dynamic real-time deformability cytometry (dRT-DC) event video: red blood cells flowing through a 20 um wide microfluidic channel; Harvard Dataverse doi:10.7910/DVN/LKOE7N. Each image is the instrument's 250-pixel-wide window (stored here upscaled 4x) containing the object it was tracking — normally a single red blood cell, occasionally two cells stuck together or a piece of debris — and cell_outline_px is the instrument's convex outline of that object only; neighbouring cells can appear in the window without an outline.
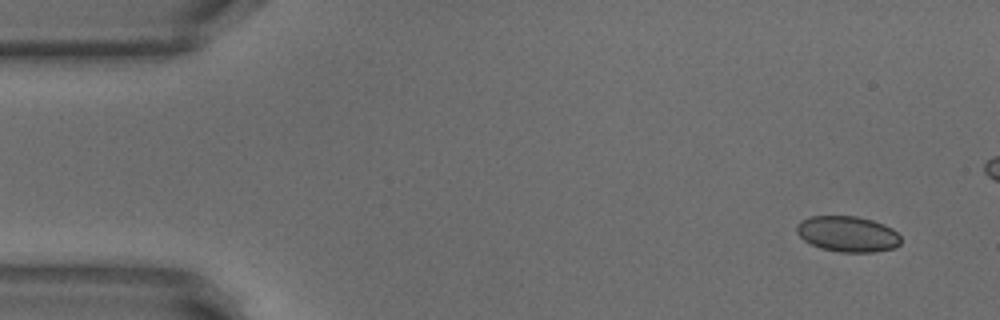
{"species": "common noctule bat (a hibernating species)", "species_latin": "Nyctalus noctula", "temperature_condition": "warm", "stored_images_in_passage": 44, "camera_frame_rate_fps": 3000, "um_per_image_px": 0.085, "animal": {"sex": "male", "body_mass_g": 18.8}, "frame": {"image": 1, "passage_image": 1, "time_ms": 0.0, "image_size_px": [1000, 320], "cell_outline_px": [[900, 244], [896, 248], [876, 252], [840, 252], [820, 248], [804, 240], [796, 232], [796, 224], [800, 220], [812, 216], [856, 216], [872, 220], [884, 224], [892, 228], [900, 236]], "centroid_in_image_um": [72.05, 19.89], "position_along_channel_um": 12.9, "area_um2": 21.85}}
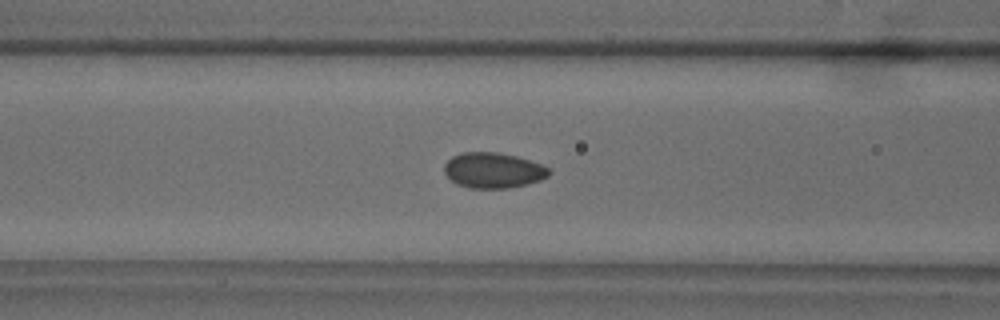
{"frame": {"image": 2, "passage_image": 18, "time_ms": 5.667, "image_size_px": [1000, 320], "cell_outline_px": [[552, 172], [548, 176], [540, 180], [528, 184], [508, 188], [468, 188], [456, 184], [444, 172], [444, 164], [452, 156], [460, 152], [496, 152], [516, 156], [544, 164]], "centroid_in_image_um": [41.94, 14.47], "position_along_channel_um": 124.7, "area_um2": 21.85}}
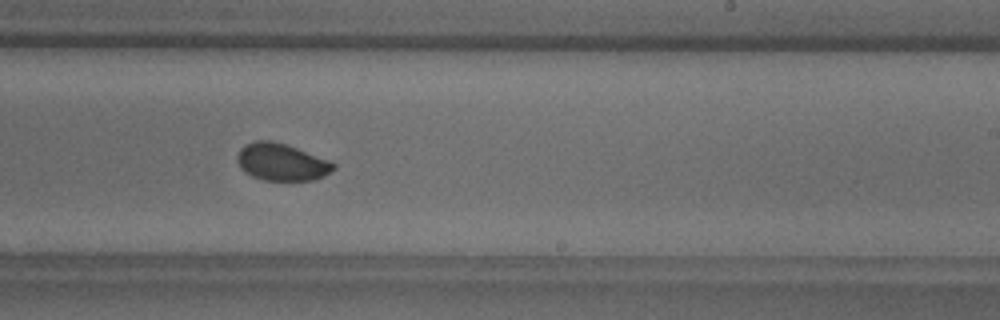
{"frame": {"image": 3, "passage_image": 29, "time_ms": 9.333, "image_size_px": [1000, 320], "cell_outline_px": [[336, 168], [324, 176], [312, 180], [264, 180], [252, 176], [244, 172], [240, 168], [236, 160], [236, 156], [240, 148], [244, 144], [256, 140], [272, 140], [332, 160], [336, 164]], "centroid_in_image_um": [23.92, 13.77], "position_along_channel_um": 265.1, "area_um2": 21.1}, "authors_computed_cell_mechanics": {"area_um2": 21.6461, "velocity_mm_per_s": 3.8356, "shape_relaxation_time_tau1_ms": 3.7128, "shape_relaxation_time_tau2_ms": null, "deformation_change_tau1": 0.0772, "deformation_change_tau2": null}}